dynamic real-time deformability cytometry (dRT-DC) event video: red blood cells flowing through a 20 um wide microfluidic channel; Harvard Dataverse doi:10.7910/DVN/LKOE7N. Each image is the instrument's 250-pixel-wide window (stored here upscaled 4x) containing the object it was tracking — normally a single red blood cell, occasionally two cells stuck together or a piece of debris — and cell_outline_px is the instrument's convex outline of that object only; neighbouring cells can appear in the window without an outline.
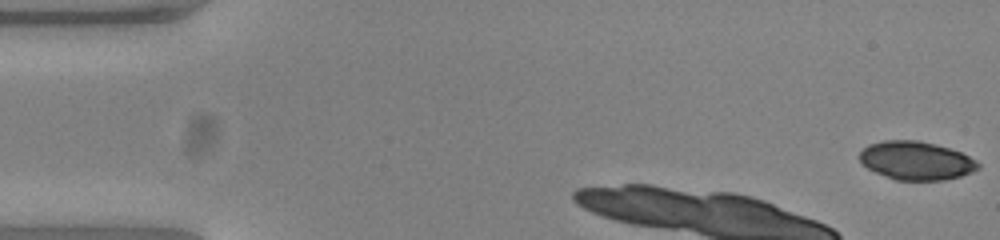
{"species": "common noctule bat (a hibernating species)", "species_latin": "Nyctalus noctula", "temperature_condition": "warm", "stored_images_in_passage": 8, "camera_frame_rate_fps": 3000, "um_per_image_px": 0.085, "animal": {"sex": "female", "body_mass_g": 23.0, "forearm_length_mm": 53.4}, "frame": {"image": 1, "passage_image": 1, "time_ms": 0.0, "image_size_px": [1000, 240], "cell_outline_px": [[980, 168], [972, 172], [960, 176], [944, 180], [896, 180], [876, 172], [868, 168], [860, 160], [860, 152], [868, 144], [884, 140], [920, 140], [936, 144], [960, 152], [976, 160], [980, 164]], "centroid_in_image_um": [77.89, 13.64], "position_along_channel_um": 7.1, "area_um2": 26.47}}